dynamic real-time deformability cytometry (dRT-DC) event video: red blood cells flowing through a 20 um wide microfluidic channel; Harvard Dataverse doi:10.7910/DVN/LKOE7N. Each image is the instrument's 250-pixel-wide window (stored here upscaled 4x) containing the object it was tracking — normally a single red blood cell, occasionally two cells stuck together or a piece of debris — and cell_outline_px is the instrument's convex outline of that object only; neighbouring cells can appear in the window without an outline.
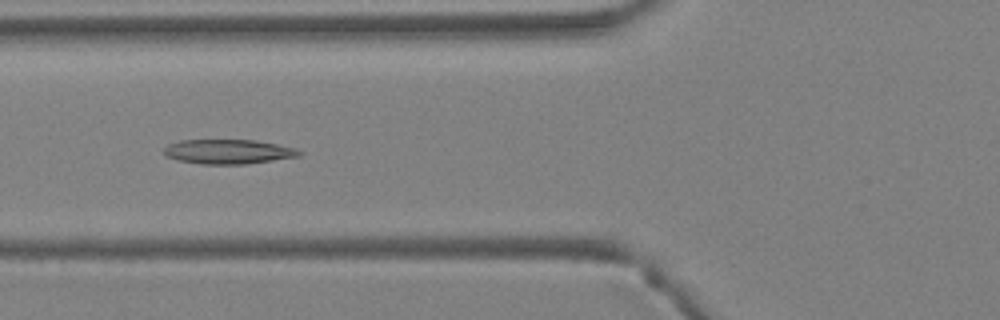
{"species": "Egyptian fruit bat (a non-hibernating species)", "species_latin": "Rousettus aegyptiacus", "temperature_condition": "warm", "stored_images_in_passage": 41, "camera_frame_rate_fps": 3000, "um_per_image_px": 0.085, "animal": {"sex": "female"}, "frame": {"image": 1, "passage_image": 16, "time_ms": 5.0, "image_size_px": [1000, 320], "cell_outline_px": [[300, 156], [244, 164], [200, 164], [180, 160], [164, 156], [164, 148], [168, 144], [180, 140], [256, 140], [296, 148], [300, 152]], "centroid_in_image_um": [19.36, 12.88], "position_along_channel_um": 106.4, "area_um2": 19.19}}
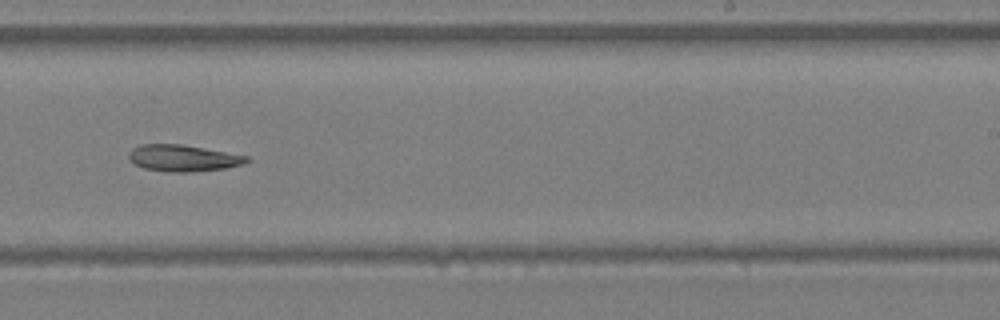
{"frame": {"image": 2, "passage_image": 26, "time_ms": 8.333, "image_size_px": [1000, 320], "cell_outline_px": [[252, 160], [244, 164], [228, 168], [188, 172], [168, 172], [144, 168], [136, 164], [128, 156], [128, 152], [132, 148], [140, 144], [180, 144], [204, 148], [248, 156]], "centroid_in_image_um": [15.59, 13.44], "position_along_channel_um": 273.4, "area_um2": 18.26}}
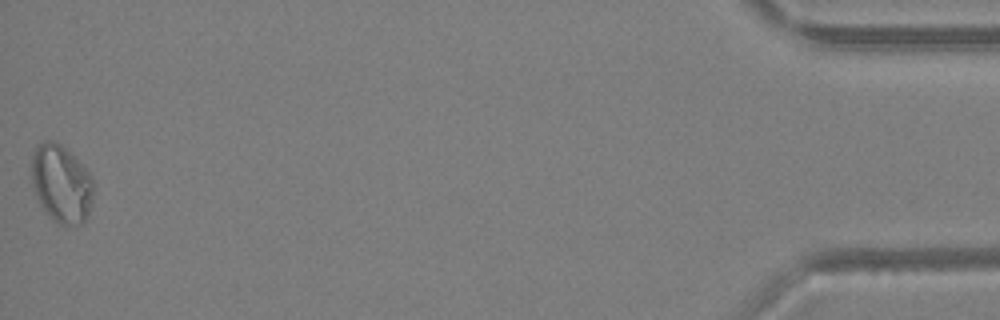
{"frame": {"image": 3, "passage_image": 41, "time_ms": 13.333, "image_size_px": [1000, 320], "cell_outline_px": [[92, 200], [88, 212], [84, 220], [80, 224], [60, 224], [52, 220], [44, 212], [36, 196], [32, 184], [32, 156], [36, 144], [44, 140], [52, 140], [60, 144], [92, 176]], "centroid_in_image_um": [5.17, 15.61], "position_along_channel_um": 430.0, "area_um2": 27.74}}